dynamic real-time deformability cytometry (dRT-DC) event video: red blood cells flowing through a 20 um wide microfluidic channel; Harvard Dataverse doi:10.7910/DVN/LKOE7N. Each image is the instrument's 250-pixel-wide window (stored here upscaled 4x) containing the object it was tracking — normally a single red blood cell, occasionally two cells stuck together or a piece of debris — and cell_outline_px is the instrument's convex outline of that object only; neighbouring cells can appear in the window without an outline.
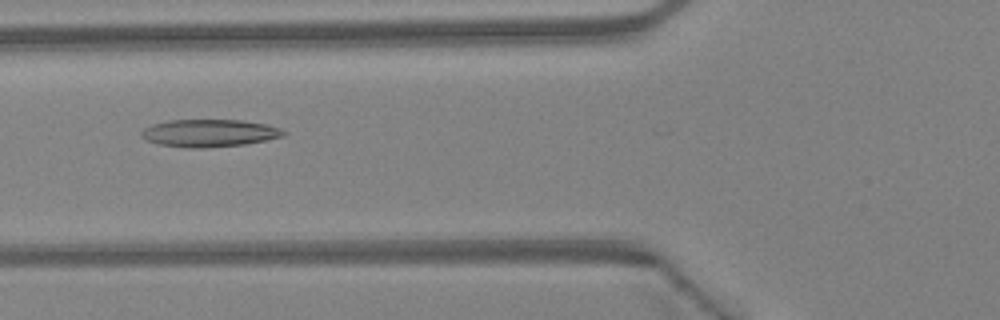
{"species": "Egyptian fruit bat (a non-hibernating species)", "species_latin": "Rousettus aegyptiacus", "temperature_condition": "warm", "stored_images_in_passage": 8, "camera_frame_rate_fps": 3000, "um_per_image_px": 0.085, "animal": {"sex": "female"}, "frame": {"image": 1, "passage_image": 6, "time_ms": 1.667, "image_size_px": [1000, 320], "cell_outline_px": [[288, 132], [284, 136], [244, 144], [200, 148], [188, 148], [160, 144], [144, 140], [140, 136], [140, 132], [144, 128], [152, 124], [172, 120], [240, 120], [264, 124]], "centroid_in_image_um": [17.73, 11.31], "position_along_channel_um": 108.1, "area_um2": 22.54}}